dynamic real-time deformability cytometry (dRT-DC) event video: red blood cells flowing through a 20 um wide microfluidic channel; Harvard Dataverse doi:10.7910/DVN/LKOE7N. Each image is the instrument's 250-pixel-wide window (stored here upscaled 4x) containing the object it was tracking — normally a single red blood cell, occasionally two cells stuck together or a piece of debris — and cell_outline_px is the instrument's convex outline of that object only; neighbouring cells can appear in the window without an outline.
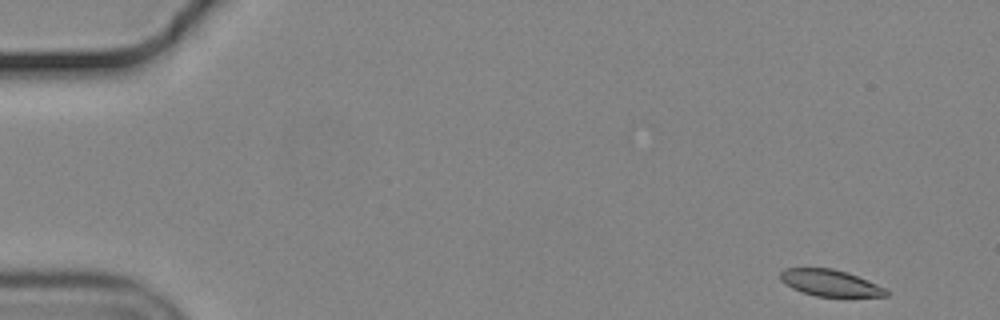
{"species": "common noctule bat (a hibernating species)", "species_latin": "Nyctalus noctula", "temperature_condition": "cold", "stored_images_in_passage": 54, "camera_frame_rate_fps": 3000, "um_per_image_px": 0.085, "animal": {"sex": "male", "body_mass_g": 19.2, "forearm_length_mm": 51.8}, "frame": {"image": 1, "passage_image": 1, "time_ms": 0.0, "image_size_px": [1000, 320], "cell_outline_px": [[888, 296], [816, 296], [792, 288], [780, 280], [780, 272], [784, 268], [832, 268], [848, 272], [868, 280], [884, 288], [888, 292]], "centroid_in_image_um": [70.54, 24.03], "position_along_channel_um": 14.5, "area_um2": 16.18}}
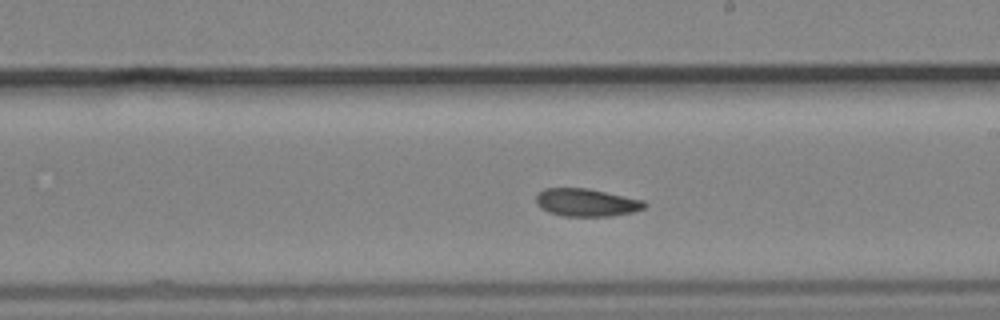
{"frame": {"image": 2, "passage_image": 30, "time_ms": 9.667, "image_size_px": [1000, 320], "cell_outline_px": [[648, 204], [644, 208], [632, 212], [612, 216], [564, 216], [548, 212], [540, 208], [536, 204], [536, 192], [544, 188], [588, 188], [644, 200]], "centroid_in_image_um": [49.82, 17.21], "position_along_channel_um": 239.2, "area_um2": 17.74}}
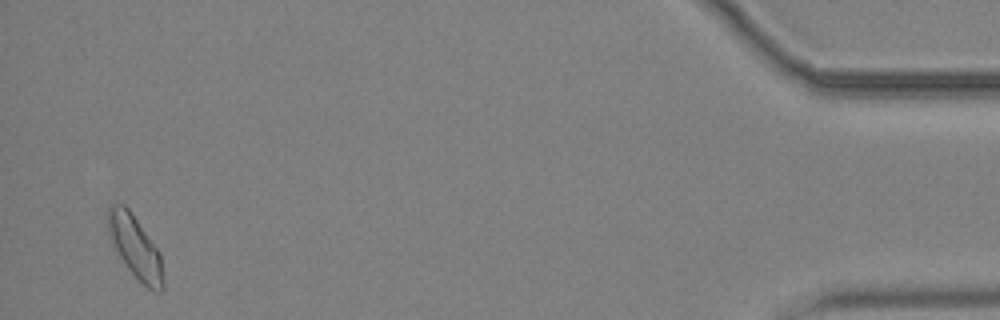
{"frame": {"image": 3, "passage_image": 52, "time_ms": 17.0, "image_size_px": [1000, 320], "cell_outline_px": [[164, 288], [160, 292], [152, 292], [128, 268], [112, 244], [108, 232], [108, 208], [112, 204], [124, 204], [128, 208], [160, 252], [164, 284]], "centroid_in_image_um": [11.51, 21.01], "position_along_channel_um": 423.7, "area_um2": 19.77}, "authors_computed_cell_mechanics": {"area_um2": 18.0336, "velocity_mm_per_s": 3.6347, "shape_relaxation_time_tau1_ms": 3.7464, "shape_relaxation_time_tau2_ms": 8.5478, "deformation_change_tau1": 0.1002, "deformation_change_tau2": 0.1422}}